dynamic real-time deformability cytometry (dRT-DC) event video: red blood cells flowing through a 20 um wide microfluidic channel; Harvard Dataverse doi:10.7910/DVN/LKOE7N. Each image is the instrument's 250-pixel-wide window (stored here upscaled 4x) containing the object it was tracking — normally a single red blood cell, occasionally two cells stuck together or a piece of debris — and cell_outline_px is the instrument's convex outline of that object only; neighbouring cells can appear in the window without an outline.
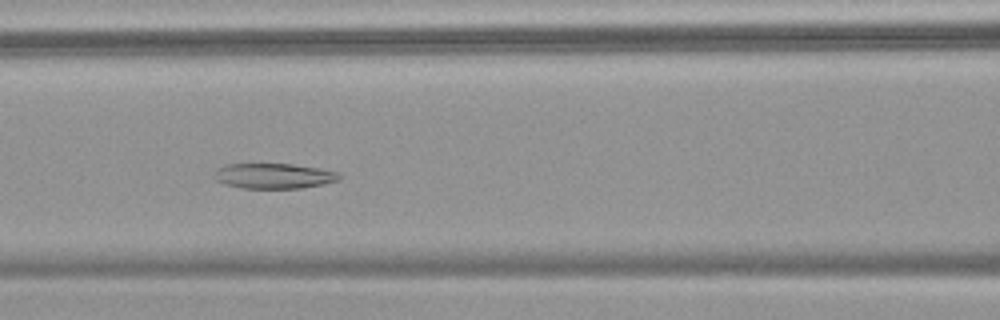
{"species": "common noctule bat (a hibernating species)", "species_latin": "Nyctalus noctula", "temperature_condition": "warm", "stored_images_in_passage": 55, "camera_frame_rate_fps": 3000, "um_per_image_px": 0.085, "animal": {"sex": "female", "body_mass_g": 18.4}, "frame": {"image": 1, "passage_image": 24, "time_ms": 7.667, "image_size_px": [1000, 320], "cell_outline_px": [[340, 180], [324, 184], [300, 188], [240, 188], [224, 184], [216, 180], [216, 168], [224, 164], [292, 164], [320, 168], [340, 172]], "centroid_in_image_um": [23.3, 14.95], "position_along_channel_um": 143.3, "area_um2": 18.5}}
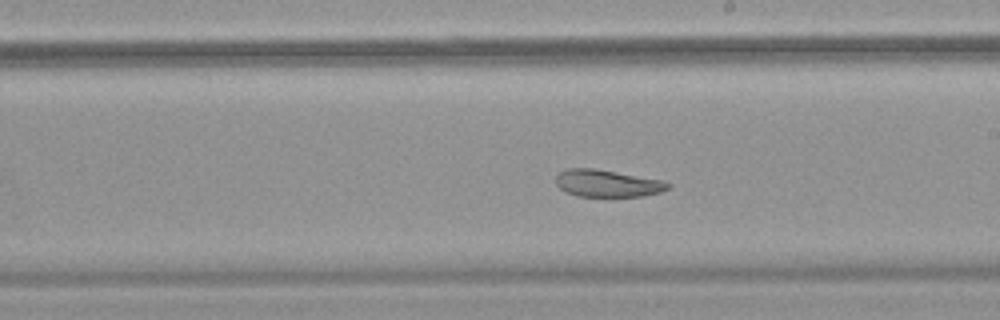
{"frame": {"image": 2, "passage_image": 32, "time_ms": 10.333, "image_size_px": [1000, 320], "cell_outline_px": [[672, 184], [668, 188], [660, 192], [644, 196], [576, 196], [564, 192], [556, 184], [556, 176], [560, 172], [568, 168], [592, 168], [664, 180]], "centroid_in_image_um": [51.62, 15.59], "position_along_channel_um": 237.4, "area_um2": 17.74}}
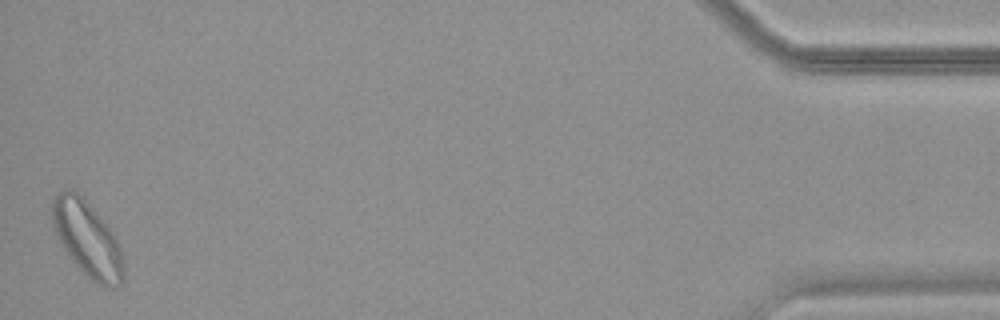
{"frame": {"image": 3, "passage_image": 55, "time_ms": 18.0, "image_size_px": [1000, 320], "cell_outline_px": [[124, 280], [120, 284], [112, 288], [104, 288], [92, 280], [72, 260], [60, 244], [52, 228], [52, 200], [64, 188], [72, 188], [84, 196], [104, 220], [112, 232], [120, 248], [124, 264]], "centroid_in_image_um": [7.41, 20.28], "position_along_channel_um": 427.8, "area_um2": 31.73}, "authors_computed_cell_mechanics": {"area_um2": 24.6228, "velocity_mm_per_s": 3.5409, "shape_relaxation_time_tau1_ms": null, "shape_relaxation_time_tau2_ms": 4.2478, "deformation_change_tau1": null, "deformation_change_tau2": 0.1056}}